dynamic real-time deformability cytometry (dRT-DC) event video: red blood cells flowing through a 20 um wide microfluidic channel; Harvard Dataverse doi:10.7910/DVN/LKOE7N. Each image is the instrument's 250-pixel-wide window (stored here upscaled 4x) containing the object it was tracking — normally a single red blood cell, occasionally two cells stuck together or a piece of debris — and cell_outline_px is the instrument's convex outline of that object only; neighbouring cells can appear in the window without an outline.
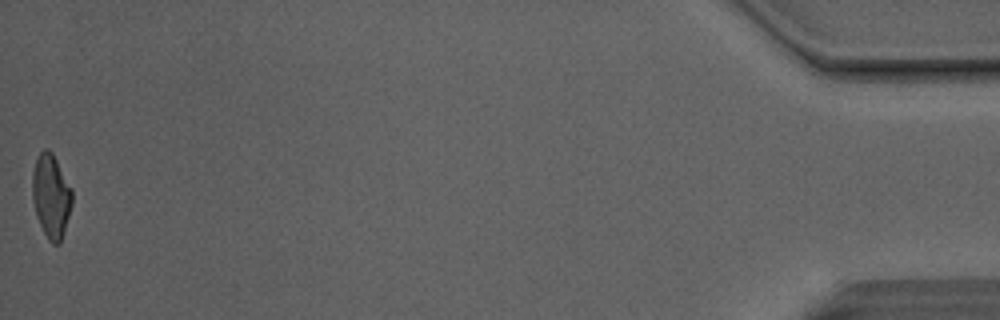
{"species": "Egyptian fruit bat (a non-hibernating species)", "species_latin": "Rousettus aegyptiacus", "temperature_condition": "room temperature", "stored_images_in_passage": 49, "camera_frame_rate_fps": 3000, "um_per_image_px": 0.085, "animal": {"sex": "male"}, "frame": {"image": 1, "passage_image": 49, "time_ms": 16.0, "image_size_px": [1000, 320], "cell_outline_px": [[72, 204], [60, 244], [52, 244], [48, 240], [36, 216], [32, 200], [32, 172], [36, 160], [40, 152], [44, 148], [48, 148], [52, 152], [72, 188]], "centroid_in_image_um": [4.33, 16.65], "position_along_channel_um": 430.9, "area_um2": 19.48}, "authors_computed_cell_mechanics": {"area_um2": 20.3456, "velocity_mm_per_s": 4.1628, "shape_relaxation_time_tau1_ms": null, "shape_relaxation_time_tau2_ms": 1.9157, "deformation_change_tau1": null, "deformation_change_tau2": 0.0992}}